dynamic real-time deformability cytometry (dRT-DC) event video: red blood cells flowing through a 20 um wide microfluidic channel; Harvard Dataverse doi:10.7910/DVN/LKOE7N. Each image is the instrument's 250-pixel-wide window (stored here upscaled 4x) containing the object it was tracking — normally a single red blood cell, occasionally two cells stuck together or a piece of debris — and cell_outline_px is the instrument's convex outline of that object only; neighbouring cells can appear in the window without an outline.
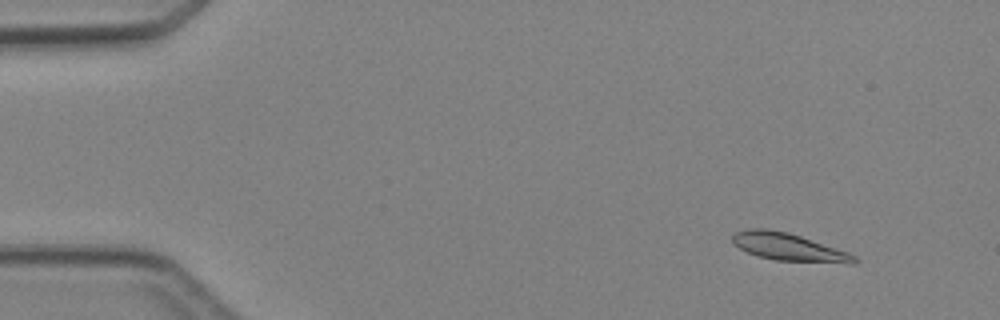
{"species": "Egyptian fruit bat (a non-hibernating species)", "species_latin": "Rousettus aegyptiacus", "temperature_condition": "cold", "stored_images_in_passage": 4, "camera_frame_rate_fps": 3000, "um_per_image_px": 0.085, "animal": {"sex": "female"}, "frame": {"image": 1, "passage_image": 1, "time_ms": 0.0, "image_size_px": [1000, 320], "cell_outline_px": [[860, 260], [856, 264], [848, 264], [776, 260], [756, 256], [732, 244], [732, 236], [736, 232], [748, 228], [768, 228], [788, 232], [848, 252], [856, 256]], "centroid_in_image_um": [67.06, 21.01], "position_along_channel_um": 17.9, "area_um2": 19.83}}
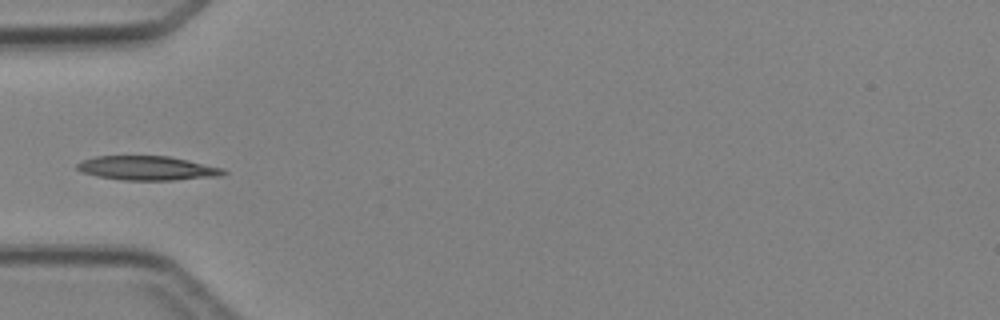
{"frame": {"image": 2, "passage_image": 4, "time_ms": 3.667, "image_size_px": [1000, 320], "cell_outline_px": [[228, 172], [220, 176], [172, 180], [124, 180], [96, 176], [80, 172], [76, 168], [76, 164], [84, 160], [96, 156], [168, 156], [188, 160], [224, 168]], "centroid_in_image_um": [12.52, 14.29], "position_along_channel_um": 72.5, "area_um2": 20.63}}